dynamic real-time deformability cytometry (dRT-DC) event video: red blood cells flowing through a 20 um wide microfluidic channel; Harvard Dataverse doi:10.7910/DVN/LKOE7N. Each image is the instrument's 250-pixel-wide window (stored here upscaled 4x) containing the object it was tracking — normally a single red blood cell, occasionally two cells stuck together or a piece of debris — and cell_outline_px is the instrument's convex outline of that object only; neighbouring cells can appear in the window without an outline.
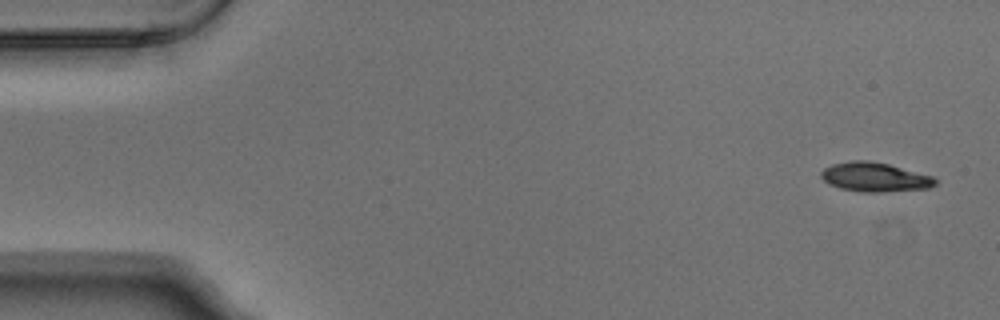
{"species": "Egyptian fruit bat (a non-hibernating species)", "species_latin": "Rousettus aegyptiacus", "temperature_condition": "warm", "stored_images_in_passage": 7, "camera_frame_rate_fps": 3000, "um_per_image_px": 0.085, "animal": {"sex": "male"}, "frame": {"image": 1, "passage_image": 1, "time_ms": 0.0, "image_size_px": [1000, 320], "cell_outline_px": [[940, 180], [936, 184], [928, 188], [880, 192], [864, 192], [840, 188], [828, 184], [820, 176], [820, 172], [824, 168], [832, 164], [852, 160], [868, 160], [888, 164], [936, 176]], "centroid_in_image_um": [74.39, 15.04], "position_along_channel_um": 10.6, "area_um2": 19.65}}
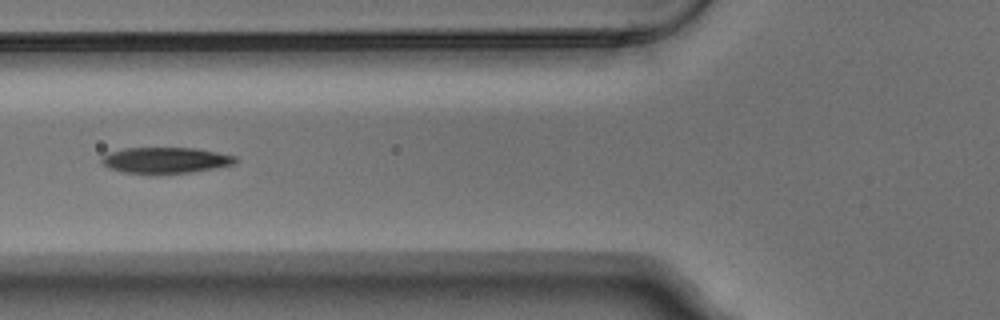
{"frame": {"image": 2, "passage_image": 6, "time_ms": 1.667, "image_size_px": [1000, 320], "cell_outline_px": [[240, 160], [236, 164], [192, 172], [124, 172], [108, 168], [100, 160], [104, 156], [112, 152], [124, 148], [196, 148], [236, 156]], "centroid_in_image_um": [14.15, 13.6], "position_along_channel_um": 111.7, "area_um2": 19.77}}
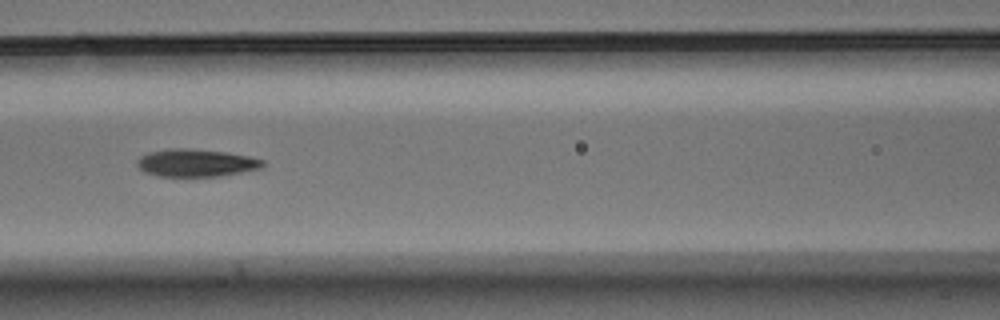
{"frame": {"image": 3, "passage_image": 7, "time_ms": 2.0, "image_size_px": [1000, 320], "cell_outline_px": [[264, 164], [260, 168], [220, 176], [156, 176], [144, 172], [136, 164], [136, 160], [140, 156], [148, 152], [168, 148], [188, 148], [228, 152], [248, 156], [264, 160]], "centroid_in_image_um": [16.61, 13.83], "position_along_channel_um": 150.0, "area_um2": 20.29}}